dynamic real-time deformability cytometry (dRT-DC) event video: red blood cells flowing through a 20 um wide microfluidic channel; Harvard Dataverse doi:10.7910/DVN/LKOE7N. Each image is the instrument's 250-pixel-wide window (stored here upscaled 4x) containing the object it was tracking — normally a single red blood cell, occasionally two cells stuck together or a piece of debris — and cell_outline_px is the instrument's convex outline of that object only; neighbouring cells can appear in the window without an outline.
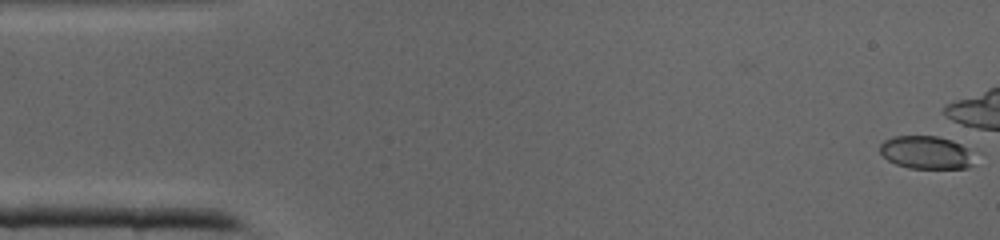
{"species": "common noctule bat (a hibernating species)", "species_latin": "Nyctalus noctula", "temperature_condition": "cold", "stored_images_in_passage": 3, "camera_frame_rate_fps": 3000, "um_per_image_px": 0.085, "animal": {"sex": "male", "body_mass_g": 19.0, "forearm_length_mm": 50.8}, "frame": {"image": 1, "passage_image": 1, "time_ms": 0.0, "image_size_px": [1000, 240], "cell_outline_px": [[984, 152], [968, 168], [908, 168], [896, 164], [888, 160], [880, 152], [880, 144], [884, 140], [892, 136], [936, 136], [952, 140]], "centroid_in_image_um": [78.91, 12.95], "position_along_channel_um": 6.1, "area_um2": 19.07}}